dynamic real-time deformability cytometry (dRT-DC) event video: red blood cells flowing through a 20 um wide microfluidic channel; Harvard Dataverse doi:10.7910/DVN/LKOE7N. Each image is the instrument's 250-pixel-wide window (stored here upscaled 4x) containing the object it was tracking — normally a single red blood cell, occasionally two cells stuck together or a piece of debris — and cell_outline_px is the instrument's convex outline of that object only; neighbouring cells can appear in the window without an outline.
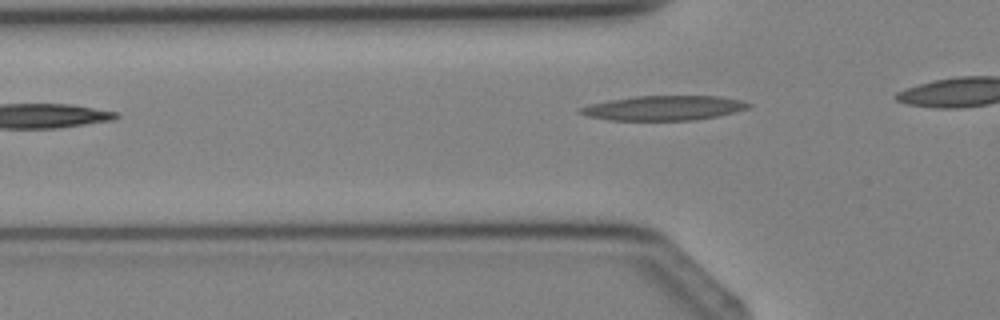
{"species": "Egyptian fruit bat (a non-hibernating species)", "species_latin": "Rousettus aegyptiacus", "temperature_condition": "cold", "stored_images_in_passage": 3, "camera_frame_rate_fps": 3000, "um_per_image_px": 0.085, "animal": {"sex": "female"}, "frame": {"image": 1, "passage_image": 3, "time_ms": 2.333, "image_size_px": [1000, 320], "cell_outline_px": [[752, 104], [748, 108], [736, 112], [720, 116], [696, 120], [608, 120], [588, 116], [580, 112], [576, 108], [592, 104], [612, 100], [636, 96], [720, 96], [740, 100]], "centroid_in_image_um": [56.47, 9.18], "position_along_channel_um": 69.3, "area_um2": 24.1}}